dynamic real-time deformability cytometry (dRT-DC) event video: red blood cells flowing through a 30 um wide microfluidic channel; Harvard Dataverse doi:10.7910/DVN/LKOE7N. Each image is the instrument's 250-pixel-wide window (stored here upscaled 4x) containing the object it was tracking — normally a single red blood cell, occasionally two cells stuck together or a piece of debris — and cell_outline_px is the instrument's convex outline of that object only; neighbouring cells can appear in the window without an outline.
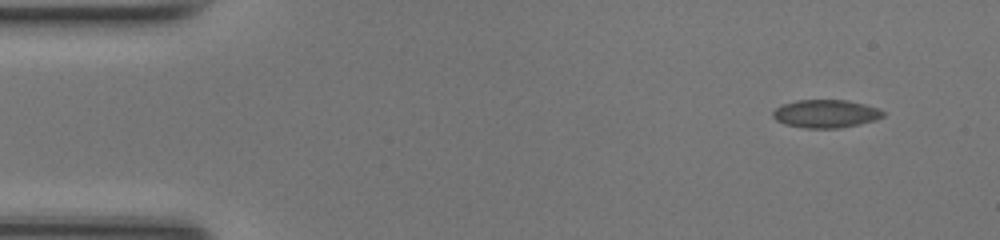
{"species": "common noctule bat (a hibernating species)", "species_latin": "Nyctalus noctula", "temperature_condition": "room temperature", "stored_images_in_passage": 46, "camera_frame_rate_fps": 3000, "um_per_image_px": 0.085, "animal": {"sex": "female", "body_mass_g": 17.0, "forearm_length_mm": 48.0}, "frame": {"image": 1, "passage_image": 1, "time_ms": 0.0, "image_size_px": [1000, 240], "cell_outline_px": [[884, 116], [876, 120], [840, 128], [804, 128], [784, 124], [776, 120], [772, 116], [772, 112], [780, 104], [796, 100], [848, 100], [864, 104], [876, 108], [884, 112]], "centroid_in_image_um": [70.15, 9.66], "position_along_channel_um": 14.9, "area_um2": 18.09}}
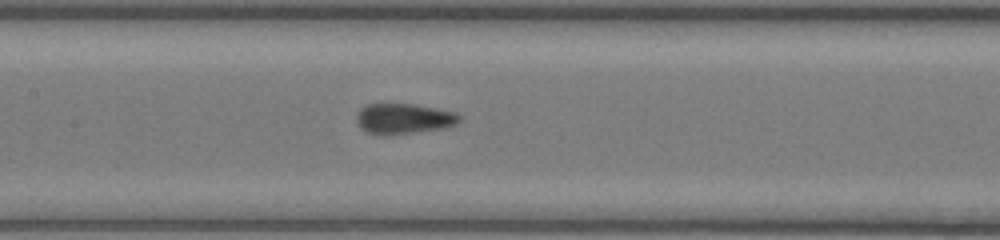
{"frame": {"image": 2, "passage_image": 20, "time_ms": 6.333, "image_size_px": [1000, 240], "cell_outline_px": [[464, 116], [456, 124], [444, 128], [384, 136], [380, 136], [368, 132], [360, 128], [356, 120], [356, 116], [360, 108], [368, 104], [416, 104], [456, 112]], "centroid_in_image_um": [34.32, 10.09], "position_along_channel_um": 173.1, "area_um2": 18.5}}
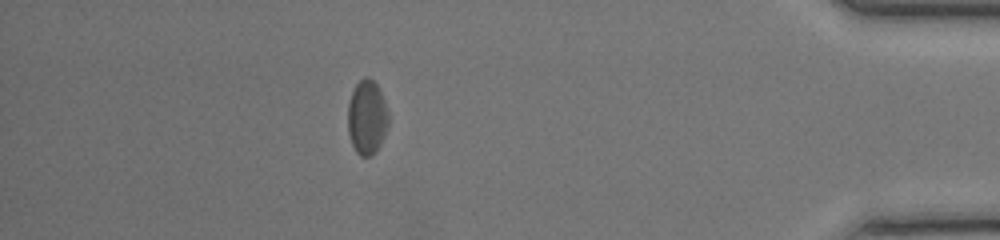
{"frame": {"image": 3, "passage_image": 40, "time_ms": 13.0, "image_size_px": [1000, 240], "cell_outline_px": [[388, 124], [384, 136], [376, 152], [368, 156], [360, 156], [356, 152], [352, 144], [348, 132], [348, 104], [352, 92], [356, 84], [364, 76], [368, 76], [380, 88], [388, 112]], "centroid_in_image_um": [31.19, 9.96], "position_along_channel_um": 404.0, "area_um2": 17.63}, "authors_computed_cell_mechanics": {"area_um2": 17.9469, "velocity_mm_per_s": 4.2374, "shape_relaxation_time_tau1_ms": 1.9758, "shape_relaxation_time_tau2_ms": 1.8773, "deformation_change_tau1": 0.0974, "deformation_change_tau2": 0.0888}}